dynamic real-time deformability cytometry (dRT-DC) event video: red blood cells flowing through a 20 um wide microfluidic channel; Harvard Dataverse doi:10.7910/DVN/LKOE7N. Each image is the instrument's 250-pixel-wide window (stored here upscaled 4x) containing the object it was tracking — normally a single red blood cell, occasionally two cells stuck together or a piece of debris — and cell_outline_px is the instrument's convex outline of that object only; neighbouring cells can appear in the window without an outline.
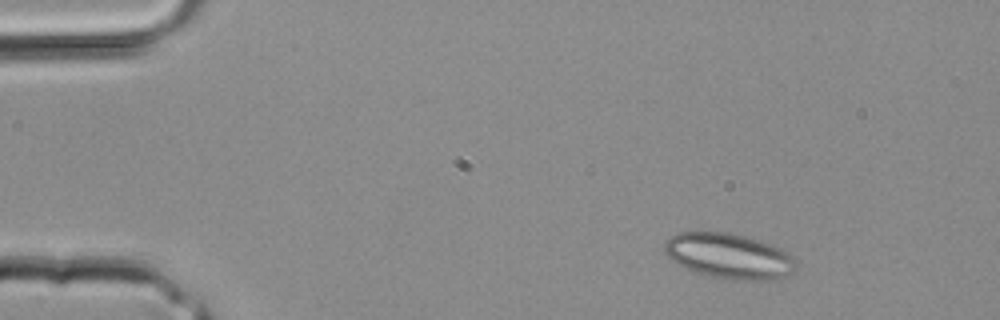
{"species": "common noctule bat (a hibernating species)", "species_latin": "Nyctalus noctula", "temperature_condition": "room temperature", "stored_images_in_passage": 3, "camera_frame_rate_fps": 3000, "um_per_image_px": 0.085, "animal": {"sex": "male", "body_mass_g": 20.4}, "frame": {"image": 1, "passage_image": 1, "time_ms": 0.0, "image_size_px": [1000, 320], "cell_outline_px": [[796, 268], [788, 276], [776, 280], [732, 280], [712, 276], [696, 272], [672, 260], [664, 252], [664, 244], [672, 236], [680, 232], [728, 232], [748, 236], [772, 244], [796, 256]], "centroid_in_image_um": [62.05, 21.76], "position_along_channel_um": 22.9, "area_um2": 34.97}}
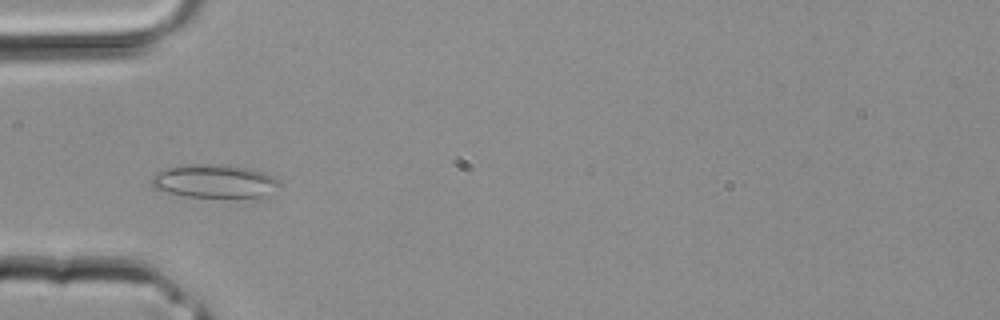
{"frame": {"image": 2, "passage_image": 3, "time_ms": 0.667, "image_size_px": [1000, 320], "cell_outline_px": [[280, 188], [260, 196], [188, 196], [168, 192], [156, 188], [152, 184], [152, 176], [168, 168], [220, 164], [248, 168], [264, 172], [280, 180]], "centroid_in_image_um": [18.31, 15.4], "position_along_channel_um": 66.7, "area_um2": 23.76}}